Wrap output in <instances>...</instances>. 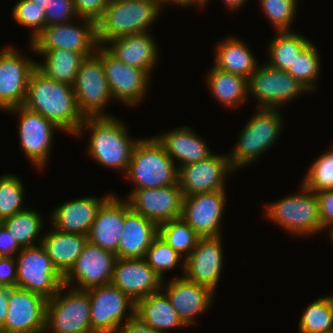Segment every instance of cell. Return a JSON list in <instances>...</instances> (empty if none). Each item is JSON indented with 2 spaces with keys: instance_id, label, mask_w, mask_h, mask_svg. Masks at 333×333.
Masks as SVG:
<instances>
[{
  "instance_id": "44",
  "label": "cell",
  "mask_w": 333,
  "mask_h": 333,
  "mask_svg": "<svg viewBox=\"0 0 333 333\" xmlns=\"http://www.w3.org/2000/svg\"><path fill=\"white\" fill-rule=\"evenodd\" d=\"M46 26L68 23L76 13L73 0H50L45 8Z\"/></svg>"
},
{
  "instance_id": "27",
  "label": "cell",
  "mask_w": 333,
  "mask_h": 333,
  "mask_svg": "<svg viewBox=\"0 0 333 333\" xmlns=\"http://www.w3.org/2000/svg\"><path fill=\"white\" fill-rule=\"evenodd\" d=\"M106 43L104 48L116 59L132 67L146 70L151 74L157 62V45L148 32L124 35Z\"/></svg>"
},
{
  "instance_id": "37",
  "label": "cell",
  "mask_w": 333,
  "mask_h": 333,
  "mask_svg": "<svg viewBox=\"0 0 333 333\" xmlns=\"http://www.w3.org/2000/svg\"><path fill=\"white\" fill-rule=\"evenodd\" d=\"M158 235L176 250L182 257L187 258L201 238L182 218L170 220L158 225Z\"/></svg>"
},
{
  "instance_id": "51",
  "label": "cell",
  "mask_w": 333,
  "mask_h": 333,
  "mask_svg": "<svg viewBox=\"0 0 333 333\" xmlns=\"http://www.w3.org/2000/svg\"><path fill=\"white\" fill-rule=\"evenodd\" d=\"M174 3V4H179V6H189L190 4H199V6H204L205 4V0H166V4L167 3Z\"/></svg>"
},
{
  "instance_id": "41",
  "label": "cell",
  "mask_w": 333,
  "mask_h": 333,
  "mask_svg": "<svg viewBox=\"0 0 333 333\" xmlns=\"http://www.w3.org/2000/svg\"><path fill=\"white\" fill-rule=\"evenodd\" d=\"M148 265L163 279L167 270L182 262L179 253L158 235L144 257Z\"/></svg>"
},
{
  "instance_id": "31",
  "label": "cell",
  "mask_w": 333,
  "mask_h": 333,
  "mask_svg": "<svg viewBox=\"0 0 333 333\" xmlns=\"http://www.w3.org/2000/svg\"><path fill=\"white\" fill-rule=\"evenodd\" d=\"M217 46L214 66L218 69L247 79L256 70V59L243 41L230 37Z\"/></svg>"
},
{
  "instance_id": "42",
  "label": "cell",
  "mask_w": 333,
  "mask_h": 333,
  "mask_svg": "<svg viewBox=\"0 0 333 333\" xmlns=\"http://www.w3.org/2000/svg\"><path fill=\"white\" fill-rule=\"evenodd\" d=\"M12 14L18 24L32 30L31 42L46 26L45 9L30 0H19L13 7Z\"/></svg>"
},
{
  "instance_id": "20",
  "label": "cell",
  "mask_w": 333,
  "mask_h": 333,
  "mask_svg": "<svg viewBox=\"0 0 333 333\" xmlns=\"http://www.w3.org/2000/svg\"><path fill=\"white\" fill-rule=\"evenodd\" d=\"M7 111L19 113L20 145L28 160L41 169L45 166L50 154L53 132L60 128L41 114L31 111L23 105Z\"/></svg>"
},
{
  "instance_id": "7",
  "label": "cell",
  "mask_w": 333,
  "mask_h": 333,
  "mask_svg": "<svg viewBox=\"0 0 333 333\" xmlns=\"http://www.w3.org/2000/svg\"><path fill=\"white\" fill-rule=\"evenodd\" d=\"M62 285L58 292L48 299L46 305L45 329L52 333H93L90 323V298L86 290Z\"/></svg>"
},
{
  "instance_id": "3",
  "label": "cell",
  "mask_w": 333,
  "mask_h": 333,
  "mask_svg": "<svg viewBox=\"0 0 333 333\" xmlns=\"http://www.w3.org/2000/svg\"><path fill=\"white\" fill-rule=\"evenodd\" d=\"M163 5L162 0L109 1L96 22L99 45H107V41L124 35L148 32Z\"/></svg>"
},
{
  "instance_id": "33",
  "label": "cell",
  "mask_w": 333,
  "mask_h": 333,
  "mask_svg": "<svg viewBox=\"0 0 333 333\" xmlns=\"http://www.w3.org/2000/svg\"><path fill=\"white\" fill-rule=\"evenodd\" d=\"M39 54L45 56V62L43 64L37 62L36 67L44 75L55 81L74 85L80 64L85 59L81 53L55 49Z\"/></svg>"
},
{
  "instance_id": "26",
  "label": "cell",
  "mask_w": 333,
  "mask_h": 333,
  "mask_svg": "<svg viewBox=\"0 0 333 333\" xmlns=\"http://www.w3.org/2000/svg\"><path fill=\"white\" fill-rule=\"evenodd\" d=\"M124 200L111 195L99 208L88 240L116 255L123 231Z\"/></svg>"
},
{
  "instance_id": "21",
  "label": "cell",
  "mask_w": 333,
  "mask_h": 333,
  "mask_svg": "<svg viewBox=\"0 0 333 333\" xmlns=\"http://www.w3.org/2000/svg\"><path fill=\"white\" fill-rule=\"evenodd\" d=\"M221 243L220 236L201 237L191 254L182 259L184 277L215 292L223 266Z\"/></svg>"
},
{
  "instance_id": "6",
  "label": "cell",
  "mask_w": 333,
  "mask_h": 333,
  "mask_svg": "<svg viewBox=\"0 0 333 333\" xmlns=\"http://www.w3.org/2000/svg\"><path fill=\"white\" fill-rule=\"evenodd\" d=\"M301 187V193L265 205L266 215L290 233L310 236L322 231L319 202L316 193Z\"/></svg>"
},
{
  "instance_id": "5",
  "label": "cell",
  "mask_w": 333,
  "mask_h": 333,
  "mask_svg": "<svg viewBox=\"0 0 333 333\" xmlns=\"http://www.w3.org/2000/svg\"><path fill=\"white\" fill-rule=\"evenodd\" d=\"M279 109L259 108L244 126L236 148L228 154L233 171L250 165L276 141L283 121Z\"/></svg>"
},
{
  "instance_id": "43",
  "label": "cell",
  "mask_w": 333,
  "mask_h": 333,
  "mask_svg": "<svg viewBox=\"0 0 333 333\" xmlns=\"http://www.w3.org/2000/svg\"><path fill=\"white\" fill-rule=\"evenodd\" d=\"M298 0H260L262 10L277 31H289Z\"/></svg>"
},
{
  "instance_id": "35",
  "label": "cell",
  "mask_w": 333,
  "mask_h": 333,
  "mask_svg": "<svg viewBox=\"0 0 333 333\" xmlns=\"http://www.w3.org/2000/svg\"><path fill=\"white\" fill-rule=\"evenodd\" d=\"M42 217L37 211L24 209L3 220V225L21 248L34 247L42 229Z\"/></svg>"
},
{
  "instance_id": "4",
  "label": "cell",
  "mask_w": 333,
  "mask_h": 333,
  "mask_svg": "<svg viewBox=\"0 0 333 333\" xmlns=\"http://www.w3.org/2000/svg\"><path fill=\"white\" fill-rule=\"evenodd\" d=\"M155 137L139 140L133 148L127 177L135 189L178 184V167Z\"/></svg>"
},
{
  "instance_id": "10",
  "label": "cell",
  "mask_w": 333,
  "mask_h": 333,
  "mask_svg": "<svg viewBox=\"0 0 333 333\" xmlns=\"http://www.w3.org/2000/svg\"><path fill=\"white\" fill-rule=\"evenodd\" d=\"M307 91L287 71L274 69L267 63L258 66L248 78V93L260 102L258 109H280V105Z\"/></svg>"
},
{
  "instance_id": "34",
  "label": "cell",
  "mask_w": 333,
  "mask_h": 333,
  "mask_svg": "<svg viewBox=\"0 0 333 333\" xmlns=\"http://www.w3.org/2000/svg\"><path fill=\"white\" fill-rule=\"evenodd\" d=\"M275 38L269 43L268 63L274 69L287 71L293 65L296 56L310 43L307 38L291 31H277Z\"/></svg>"
},
{
  "instance_id": "28",
  "label": "cell",
  "mask_w": 333,
  "mask_h": 333,
  "mask_svg": "<svg viewBox=\"0 0 333 333\" xmlns=\"http://www.w3.org/2000/svg\"><path fill=\"white\" fill-rule=\"evenodd\" d=\"M54 267L64 277L75 264L88 242V236L50 230L39 241Z\"/></svg>"
},
{
  "instance_id": "30",
  "label": "cell",
  "mask_w": 333,
  "mask_h": 333,
  "mask_svg": "<svg viewBox=\"0 0 333 333\" xmlns=\"http://www.w3.org/2000/svg\"><path fill=\"white\" fill-rule=\"evenodd\" d=\"M163 291V293H161ZM135 315L159 333L165 329L185 327L164 290L157 291L136 302Z\"/></svg>"
},
{
  "instance_id": "16",
  "label": "cell",
  "mask_w": 333,
  "mask_h": 333,
  "mask_svg": "<svg viewBox=\"0 0 333 333\" xmlns=\"http://www.w3.org/2000/svg\"><path fill=\"white\" fill-rule=\"evenodd\" d=\"M126 201L131 210L157 225L181 218L183 194L179 184L134 189Z\"/></svg>"
},
{
  "instance_id": "24",
  "label": "cell",
  "mask_w": 333,
  "mask_h": 333,
  "mask_svg": "<svg viewBox=\"0 0 333 333\" xmlns=\"http://www.w3.org/2000/svg\"><path fill=\"white\" fill-rule=\"evenodd\" d=\"M158 236V225L131 210L124 200L123 231L119 240L117 258H144L153 240Z\"/></svg>"
},
{
  "instance_id": "53",
  "label": "cell",
  "mask_w": 333,
  "mask_h": 333,
  "mask_svg": "<svg viewBox=\"0 0 333 333\" xmlns=\"http://www.w3.org/2000/svg\"><path fill=\"white\" fill-rule=\"evenodd\" d=\"M32 2H35L38 6L43 7L44 9L46 8V5L50 2V0H30Z\"/></svg>"
},
{
  "instance_id": "19",
  "label": "cell",
  "mask_w": 333,
  "mask_h": 333,
  "mask_svg": "<svg viewBox=\"0 0 333 333\" xmlns=\"http://www.w3.org/2000/svg\"><path fill=\"white\" fill-rule=\"evenodd\" d=\"M225 202V190L183 196L181 218L200 237H221L220 221Z\"/></svg>"
},
{
  "instance_id": "36",
  "label": "cell",
  "mask_w": 333,
  "mask_h": 333,
  "mask_svg": "<svg viewBox=\"0 0 333 333\" xmlns=\"http://www.w3.org/2000/svg\"><path fill=\"white\" fill-rule=\"evenodd\" d=\"M298 327L300 333H333V295L309 304Z\"/></svg>"
},
{
  "instance_id": "15",
  "label": "cell",
  "mask_w": 333,
  "mask_h": 333,
  "mask_svg": "<svg viewBox=\"0 0 333 333\" xmlns=\"http://www.w3.org/2000/svg\"><path fill=\"white\" fill-rule=\"evenodd\" d=\"M36 64L13 47L0 51V109L7 111L24 104Z\"/></svg>"
},
{
  "instance_id": "29",
  "label": "cell",
  "mask_w": 333,
  "mask_h": 333,
  "mask_svg": "<svg viewBox=\"0 0 333 333\" xmlns=\"http://www.w3.org/2000/svg\"><path fill=\"white\" fill-rule=\"evenodd\" d=\"M155 138L164 147L173 162L179 161L180 166L205 160L213 154L208 149L205 140L199 138L197 133L187 126L168 131Z\"/></svg>"
},
{
  "instance_id": "45",
  "label": "cell",
  "mask_w": 333,
  "mask_h": 333,
  "mask_svg": "<svg viewBox=\"0 0 333 333\" xmlns=\"http://www.w3.org/2000/svg\"><path fill=\"white\" fill-rule=\"evenodd\" d=\"M78 18L97 22L104 13L109 0H73Z\"/></svg>"
},
{
  "instance_id": "25",
  "label": "cell",
  "mask_w": 333,
  "mask_h": 333,
  "mask_svg": "<svg viewBox=\"0 0 333 333\" xmlns=\"http://www.w3.org/2000/svg\"><path fill=\"white\" fill-rule=\"evenodd\" d=\"M111 196L103 198L81 197L62 203L52 212V227L62 232L87 235L102 204Z\"/></svg>"
},
{
  "instance_id": "47",
  "label": "cell",
  "mask_w": 333,
  "mask_h": 333,
  "mask_svg": "<svg viewBox=\"0 0 333 333\" xmlns=\"http://www.w3.org/2000/svg\"><path fill=\"white\" fill-rule=\"evenodd\" d=\"M0 286H17V263L14 257H0Z\"/></svg>"
},
{
  "instance_id": "54",
  "label": "cell",
  "mask_w": 333,
  "mask_h": 333,
  "mask_svg": "<svg viewBox=\"0 0 333 333\" xmlns=\"http://www.w3.org/2000/svg\"><path fill=\"white\" fill-rule=\"evenodd\" d=\"M329 232H330V233H329V237L332 238L331 241H333V227L330 228V231H329Z\"/></svg>"
},
{
  "instance_id": "9",
  "label": "cell",
  "mask_w": 333,
  "mask_h": 333,
  "mask_svg": "<svg viewBox=\"0 0 333 333\" xmlns=\"http://www.w3.org/2000/svg\"><path fill=\"white\" fill-rule=\"evenodd\" d=\"M82 24L61 23L45 26L33 40L31 47L37 53L47 50L66 49L81 53L85 58L93 56L99 43L97 41L96 22L81 18Z\"/></svg>"
},
{
  "instance_id": "12",
  "label": "cell",
  "mask_w": 333,
  "mask_h": 333,
  "mask_svg": "<svg viewBox=\"0 0 333 333\" xmlns=\"http://www.w3.org/2000/svg\"><path fill=\"white\" fill-rule=\"evenodd\" d=\"M90 298V323L93 333H115L128 311L135 313L136 302L112 283L86 290ZM122 321V322H121Z\"/></svg>"
},
{
  "instance_id": "55",
  "label": "cell",
  "mask_w": 333,
  "mask_h": 333,
  "mask_svg": "<svg viewBox=\"0 0 333 333\" xmlns=\"http://www.w3.org/2000/svg\"><path fill=\"white\" fill-rule=\"evenodd\" d=\"M3 224V219L0 217V226Z\"/></svg>"
},
{
  "instance_id": "52",
  "label": "cell",
  "mask_w": 333,
  "mask_h": 333,
  "mask_svg": "<svg viewBox=\"0 0 333 333\" xmlns=\"http://www.w3.org/2000/svg\"><path fill=\"white\" fill-rule=\"evenodd\" d=\"M224 4L228 6L231 10L238 9L240 6H243L246 2V0H223Z\"/></svg>"
},
{
  "instance_id": "18",
  "label": "cell",
  "mask_w": 333,
  "mask_h": 333,
  "mask_svg": "<svg viewBox=\"0 0 333 333\" xmlns=\"http://www.w3.org/2000/svg\"><path fill=\"white\" fill-rule=\"evenodd\" d=\"M228 154H213L207 159L178 166V184L183 196L225 190V178L232 173Z\"/></svg>"
},
{
  "instance_id": "40",
  "label": "cell",
  "mask_w": 333,
  "mask_h": 333,
  "mask_svg": "<svg viewBox=\"0 0 333 333\" xmlns=\"http://www.w3.org/2000/svg\"><path fill=\"white\" fill-rule=\"evenodd\" d=\"M23 184L15 175H3L0 177V217L4 220L24 210Z\"/></svg>"
},
{
  "instance_id": "23",
  "label": "cell",
  "mask_w": 333,
  "mask_h": 333,
  "mask_svg": "<svg viewBox=\"0 0 333 333\" xmlns=\"http://www.w3.org/2000/svg\"><path fill=\"white\" fill-rule=\"evenodd\" d=\"M164 288L165 294L186 327L196 323V315L207 311L213 302L214 292L209 287L190 281L184 276L169 280L166 287L162 284V289Z\"/></svg>"
},
{
  "instance_id": "46",
  "label": "cell",
  "mask_w": 333,
  "mask_h": 333,
  "mask_svg": "<svg viewBox=\"0 0 333 333\" xmlns=\"http://www.w3.org/2000/svg\"><path fill=\"white\" fill-rule=\"evenodd\" d=\"M316 196L319 202L322 231L327 230V228L333 227V189L317 192Z\"/></svg>"
},
{
  "instance_id": "39",
  "label": "cell",
  "mask_w": 333,
  "mask_h": 333,
  "mask_svg": "<svg viewBox=\"0 0 333 333\" xmlns=\"http://www.w3.org/2000/svg\"><path fill=\"white\" fill-rule=\"evenodd\" d=\"M302 182L314 193L333 189V145L312 163Z\"/></svg>"
},
{
  "instance_id": "48",
  "label": "cell",
  "mask_w": 333,
  "mask_h": 333,
  "mask_svg": "<svg viewBox=\"0 0 333 333\" xmlns=\"http://www.w3.org/2000/svg\"><path fill=\"white\" fill-rule=\"evenodd\" d=\"M124 325L120 326L115 333H159L151 326L143 322L135 313L128 314Z\"/></svg>"
},
{
  "instance_id": "2",
  "label": "cell",
  "mask_w": 333,
  "mask_h": 333,
  "mask_svg": "<svg viewBox=\"0 0 333 333\" xmlns=\"http://www.w3.org/2000/svg\"><path fill=\"white\" fill-rule=\"evenodd\" d=\"M86 128L92 131L88 140L90 157L102 166L127 173L133 148L139 139L131 140L125 124L110 115L84 117L77 136Z\"/></svg>"
},
{
  "instance_id": "49",
  "label": "cell",
  "mask_w": 333,
  "mask_h": 333,
  "mask_svg": "<svg viewBox=\"0 0 333 333\" xmlns=\"http://www.w3.org/2000/svg\"><path fill=\"white\" fill-rule=\"evenodd\" d=\"M22 248L9 234L5 226H0V257H13L15 251H20Z\"/></svg>"
},
{
  "instance_id": "38",
  "label": "cell",
  "mask_w": 333,
  "mask_h": 333,
  "mask_svg": "<svg viewBox=\"0 0 333 333\" xmlns=\"http://www.w3.org/2000/svg\"><path fill=\"white\" fill-rule=\"evenodd\" d=\"M316 46L312 42L296 56L287 72L298 80L308 91L315 90V81L319 74L320 59Z\"/></svg>"
},
{
  "instance_id": "50",
  "label": "cell",
  "mask_w": 333,
  "mask_h": 333,
  "mask_svg": "<svg viewBox=\"0 0 333 333\" xmlns=\"http://www.w3.org/2000/svg\"><path fill=\"white\" fill-rule=\"evenodd\" d=\"M8 287L0 286V331L3 329L8 312Z\"/></svg>"
},
{
  "instance_id": "14",
  "label": "cell",
  "mask_w": 333,
  "mask_h": 333,
  "mask_svg": "<svg viewBox=\"0 0 333 333\" xmlns=\"http://www.w3.org/2000/svg\"><path fill=\"white\" fill-rule=\"evenodd\" d=\"M47 299L21 288H9L8 312L0 333H44Z\"/></svg>"
},
{
  "instance_id": "22",
  "label": "cell",
  "mask_w": 333,
  "mask_h": 333,
  "mask_svg": "<svg viewBox=\"0 0 333 333\" xmlns=\"http://www.w3.org/2000/svg\"><path fill=\"white\" fill-rule=\"evenodd\" d=\"M163 282L144 258H117L115 261L111 283L135 302L162 290Z\"/></svg>"
},
{
  "instance_id": "32",
  "label": "cell",
  "mask_w": 333,
  "mask_h": 333,
  "mask_svg": "<svg viewBox=\"0 0 333 333\" xmlns=\"http://www.w3.org/2000/svg\"><path fill=\"white\" fill-rule=\"evenodd\" d=\"M211 94L225 107H239L248 95V79L213 67L207 76Z\"/></svg>"
},
{
  "instance_id": "1",
  "label": "cell",
  "mask_w": 333,
  "mask_h": 333,
  "mask_svg": "<svg viewBox=\"0 0 333 333\" xmlns=\"http://www.w3.org/2000/svg\"><path fill=\"white\" fill-rule=\"evenodd\" d=\"M23 106L72 135H77L84 121L77 107L73 86L48 78L37 67L29 77Z\"/></svg>"
},
{
  "instance_id": "11",
  "label": "cell",
  "mask_w": 333,
  "mask_h": 333,
  "mask_svg": "<svg viewBox=\"0 0 333 333\" xmlns=\"http://www.w3.org/2000/svg\"><path fill=\"white\" fill-rule=\"evenodd\" d=\"M73 89L77 107L84 117L106 116L102 110L113 98L102 61L96 54L80 64Z\"/></svg>"
},
{
  "instance_id": "17",
  "label": "cell",
  "mask_w": 333,
  "mask_h": 333,
  "mask_svg": "<svg viewBox=\"0 0 333 333\" xmlns=\"http://www.w3.org/2000/svg\"><path fill=\"white\" fill-rule=\"evenodd\" d=\"M117 257L88 240L84 250L64 276V285L71 287L77 281L78 290H88L111 283ZM71 284V285H70Z\"/></svg>"
},
{
  "instance_id": "13",
  "label": "cell",
  "mask_w": 333,
  "mask_h": 333,
  "mask_svg": "<svg viewBox=\"0 0 333 333\" xmlns=\"http://www.w3.org/2000/svg\"><path fill=\"white\" fill-rule=\"evenodd\" d=\"M95 54L102 61L112 98L131 106L137 105L145 97L150 74L116 59L104 46L99 45Z\"/></svg>"
},
{
  "instance_id": "8",
  "label": "cell",
  "mask_w": 333,
  "mask_h": 333,
  "mask_svg": "<svg viewBox=\"0 0 333 333\" xmlns=\"http://www.w3.org/2000/svg\"><path fill=\"white\" fill-rule=\"evenodd\" d=\"M17 288L51 299L64 284V277L54 267L41 244L22 248L15 257Z\"/></svg>"
}]
</instances>
